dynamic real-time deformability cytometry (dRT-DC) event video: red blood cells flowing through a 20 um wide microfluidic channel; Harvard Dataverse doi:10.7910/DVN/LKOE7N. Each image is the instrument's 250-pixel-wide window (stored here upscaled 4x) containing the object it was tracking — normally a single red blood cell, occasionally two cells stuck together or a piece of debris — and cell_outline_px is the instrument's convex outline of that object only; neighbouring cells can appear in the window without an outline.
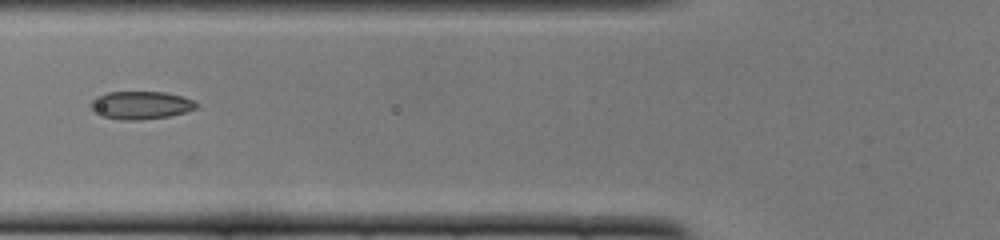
{"species": "common noctule bat (a hibernating species)", "species_latin": "Nyctalus noctula", "temperature_condition": "cold", "stored_images_in_passage": 18, "camera_frame_rate_fps": 3000, "um_per_image_px": 0.085, "animal": {"sex": "female", "body_mass_g": 22.0, "forearm_length_mm": 56.7}, "frame": {"image": 1, "passage_image": 8, "time_ms": 2.333, "image_size_px": [1000, 240], "cell_outline_px": [[200, 104], [196, 108], [184, 112], [168, 116], [140, 120], [120, 120], [100, 116], [88, 104], [96, 96], [108, 92], [164, 92], [180, 96], [192, 100]], "centroid_in_image_um": [11.93, 8.94], "position_along_channel_um": 113.9, "area_um2": 17.17}}
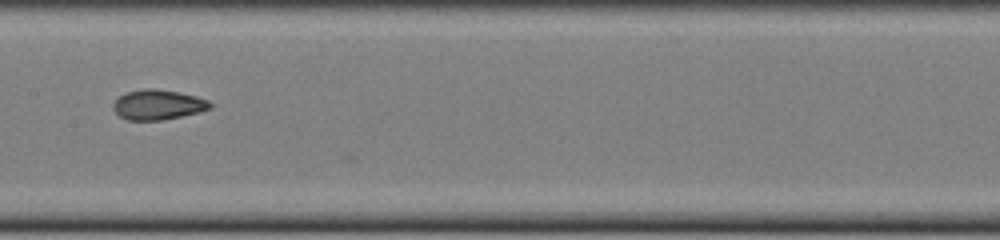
{"frame": {"image": 2, "passage_image": 14, "time_ms": 4.333, "image_size_px": [1000, 240], "cell_outline_px": [[212, 108], [200, 112], [164, 120], [128, 120], [120, 116], [112, 108], [112, 104], [124, 92], [144, 88], [152, 88], [180, 92], [196, 96], [208, 100], [212, 104]], "centroid_in_image_um": [13.43, 8.89], "position_along_channel_um": 194.0, "area_um2": 17.11}}
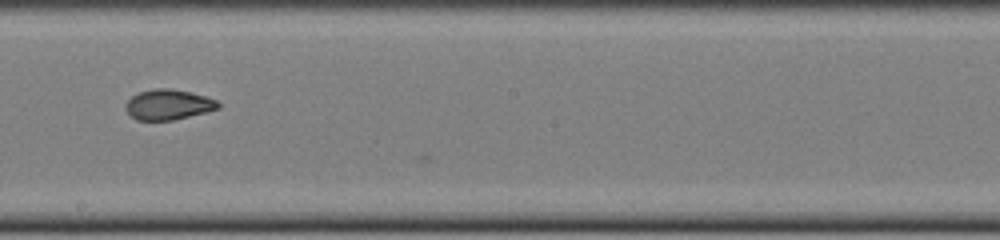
{"frame": {"image": 3, "passage_image": 17, "time_ms": 5.333, "image_size_px": [1000, 240], "cell_outline_px": [[220, 108], [172, 120], [136, 120], [124, 108], [124, 104], [132, 96], [140, 92], [152, 88], [168, 88], [188, 92], [204, 96], [216, 100], [220, 104]], "centroid_in_image_um": [14.27, 8.89], "position_along_channel_um": 233.9, "area_um2": 16.13}}